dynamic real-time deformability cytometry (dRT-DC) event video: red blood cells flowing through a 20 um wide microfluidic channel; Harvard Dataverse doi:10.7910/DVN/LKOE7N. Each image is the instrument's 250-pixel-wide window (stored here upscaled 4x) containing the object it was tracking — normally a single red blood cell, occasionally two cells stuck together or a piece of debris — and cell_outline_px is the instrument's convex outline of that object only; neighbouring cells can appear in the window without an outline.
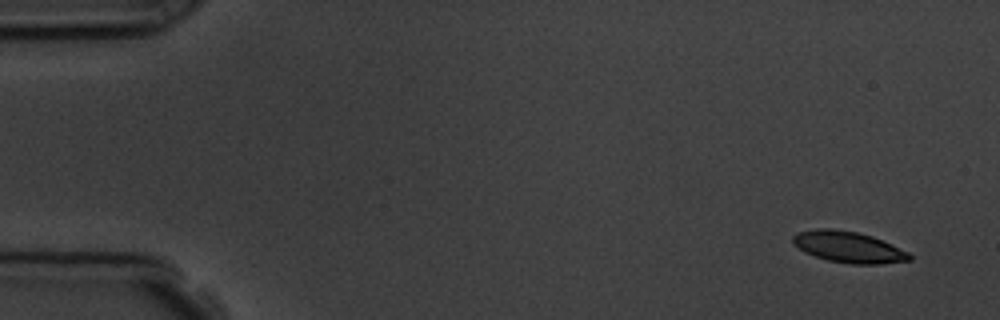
{"species": "common noctule bat (a hibernating species)", "species_latin": "Nyctalus noctula", "temperature_condition": "room temperature", "stored_images_in_passage": 4, "camera_frame_rate_fps": 3000, "um_per_image_px": 0.085, "animal": {"sex": "male", "body_mass_g": 19.5, "forearm_length_mm": 54.6}, "frame": {"image": 1, "passage_image": 1, "time_ms": 0.0, "image_size_px": [1000, 320], "cell_outline_px": [[912, 260], [880, 264], [852, 264], [828, 260], [804, 252], [792, 244], [792, 236], [796, 232], [816, 228], [832, 228], [856, 232], [872, 236], [892, 244], [908, 252], [912, 256]], "centroid_in_image_um": [72.09, 20.99], "position_along_channel_um": 12.9, "area_um2": 21.33}}
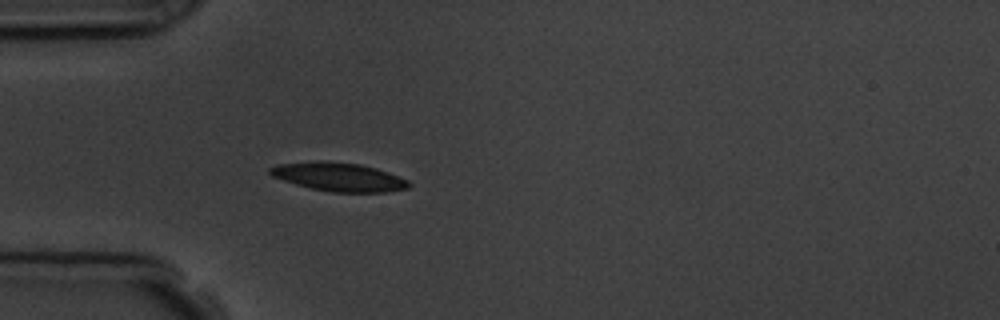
{"frame": {"image": 2, "passage_image": 4, "time_ms": 4.333, "image_size_px": [1000, 320], "cell_outline_px": [[412, 184], [408, 188], [384, 192], [332, 192], [312, 188], [296, 184], [272, 176], [268, 172], [268, 168], [276, 164], [316, 160], [320, 160], [360, 164], [376, 168], [408, 180]], "centroid_in_image_um": [28.77, 15.02], "position_along_channel_um": 56.2, "area_um2": 23.12}}